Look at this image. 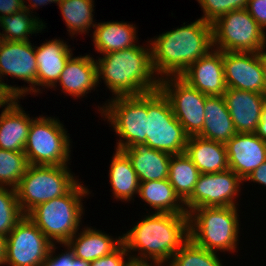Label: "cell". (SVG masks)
<instances>
[{"instance_id": "1", "label": "cell", "mask_w": 266, "mask_h": 266, "mask_svg": "<svg viewBox=\"0 0 266 266\" xmlns=\"http://www.w3.org/2000/svg\"><path fill=\"white\" fill-rule=\"evenodd\" d=\"M122 236V244L135 262L165 266L190 238L189 214L151 213ZM138 251L137 255H132ZM132 252V253H131Z\"/></svg>"}, {"instance_id": "2", "label": "cell", "mask_w": 266, "mask_h": 266, "mask_svg": "<svg viewBox=\"0 0 266 266\" xmlns=\"http://www.w3.org/2000/svg\"><path fill=\"white\" fill-rule=\"evenodd\" d=\"M149 40L154 71L162 79L180 76L213 50L212 25L201 18ZM160 75V76H159Z\"/></svg>"}, {"instance_id": "3", "label": "cell", "mask_w": 266, "mask_h": 266, "mask_svg": "<svg viewBox=\"0 0 266 266\" xmlns=\"http://www.w3.org/2000/svg\"><path fill=\"white\" fill-rule=\"evenodd\" d=\"M147 45H136L99 57L96 60L98 84L102 78L115 97L137 96L158 90L160 78L153 68L150 44Z\"/></svg>"}, {"instance_id": "4", "label": "cell", "mask_w": 266, "mask_h": 266, "mask_svg": "<svg viewBox=\"0 0 266 266\" xmlns=\"http://www.w3.org/2000/svg\"><path fill=\"white\" fill-rule=\"evenodd\" d=\"M80 183L63 196L37 205L26 215L53 244H66L79 231L84 214L81 201L91 194Z\"/></svg>"}, {"instance_id": "5", "label": "cell", "mask_w": 266, "mask_h": 266, "mask_svg": "<svg viewBox=\"0 0 266 266\" xmlns=\"http://www.w3.org/2000/svg\"><path fill=\"white\" fill-rule=\"evenodd\" d=\"M237 207H199L189 213V236L211 252L236 251L239 237Z\"/></svg>"}, {"instance_id": "6", "label": "cell", "mask_w": 266, "mask_h": 266, "mask_svg": "<svg viewBox=\"0 0 266 266\" xmlns=\"http://www.w3.org/2000/svg\"><path fill=\"white\" fill-rule=\"evenodd\" d=\"M68 167V165L28 166L15 188L24 215L39 204L63 196L78 182Z\"/></svg>"}, {"instance_id": "7", "label": "cell", "mask_w": 266, "mask_h": 266, "mask_svg": "<svg viewBox=\"0 0 266 266\" xmlns=\"http://www.w3.org/2000/svg\"><path fill=\"white\" fill-rule=\"evenodd\" d=\"M55 117H35L32 120L24 153L29 165L61 166L70 159V137Z\"/></svg>"}, {"instance_id": "8", "label": "cell", "mask_w": 266, "mask_h": 266, "mask_svg": "<svg viewBox=\"0 0 266 266\" xmlns=\"http://www.w3.org/2000/svg\"><path fill=\"white\" fill-rule=\"evenodd\" d=\"M147 114L145 144L171 155L184 153L189 136L160 89L147 93Z\"/></svg>"}, {"instance_id": "9", "label": "cell", "mask_w": 266, "mask_h": 266, "mask_svg": "<svg viewBox=\"0 0 266 266\" xmlns=\"http://www.w3.org/2000/svg\"><path fill=\"white\" fill-rule=\"evenodd\" d=\"M212 25L213 49L222 52H263L264 31L247 9L233 10Z\"/></svg>"}, {"instance_id": "10", "label": "cell", "mask_w": 266, "mask_h": 266, "mask_svg": "<svg viewBox=\"0 0 266 266\" xmlns=\"http://www.w3.org/2000/svg\"><path fill=\"white\" fill-rule=\"evenodd\" d=\"M101 117L118 134L116 150L146 143L147 93L137 96H118L108 99L99 107Z\"/></svg>"}, {"instance_id": "11", "label": "cell", "mask_w": 266, "mask_h": 266, "mask_svg": "<svg viewBox=\"0 0 266 266\" xmlns=\"http://www.w3.org/2000/svg\"><path fill=\"white\" fill-rule=\"evenodd\" d=\"M4 75L27 82L30 87L8 85L3 81ZM0 84L11 98L19 100L26 94L37 93V62L35 46L31 41L16 42L0 39Z\"/></svg>"}, {"instance_id": "12", "label": "cell", "mask_w": 266, "mask_h": 266, "mask_svg": "<svg viewBox=\"0 0 266 266\" xmlns=\"http://www.w3.org/2000/svg\"><path fill=\"white\" fill-rule=\"evenodd\" d=\"M159 89L168 98L175 118L189 137L198 136L204 125V105L208 97L180 76L160 79Z\"/></svg>"}, {"instance_id": "13", "label": "cell", "mask_w": 266, "mask_h": 266, "mask_svg": "<svg viewBox=\"0 0 266 266\" xmlns=\"http://www.w3.org/2000/svg\"><path fill=\"white\" fill-rule=\"evenodd\" d=\"M53 243L25 215L6 237L5 265L42 266Z\"/></svg>"}, {"instance_id": "14", "label": "cell", "mask_w": 266, "mask_h": 266, "mask_svg": "<svg viewBox=\"0 0 266 266\" xmlns=\"http://www.w3.org/2000/svg\"><path fill=\"white\" fill-rule=\"evenodd\" d=\"M243 180L231 169L200 174L191 196L184 202L187 214L199 207H237Z\"/></svg>"}, {"instance_id": "15", "label": "cell", "mask_w": 266, "mask_h": 266, "mask_svg": "<svg viewBox=\"0 0 266 266\" xmlns=\"http://www.w3.org/2000/svg\"><path fill=\"white\" fill-rule=\"evenodd\" d=\"M227 88L264 93L261 52H222Z\"/></svg>"}, {"instance_id": "16", "label": "cell", "mask_w": 266, "mask_h": 266, "mask_svg": "<svg viewBox=\"0 0 266 266\" xmlns=\"http://www.w3.org/2000/svg\"><path fill=\"white\" fill-rule=\"evenodd\" d=\"M225 147L229 169L243 181L266 161V141L255 133H236Z\"/></svg>"}, {"instance_id": "17", "label": "cell", "mask_w": 266, "mask_h": 266, "mask_svg": "<svg viewBox=\"0 0 266 266\" xmlns=\"http://www.w3.org/2000/svg\"><path fill=\"white\" fill-rule=\"evenodd\" d=\"M180 77L207 96H222L227 90L222 51L211 50L192 63Z\"/></svg>"}, {"instance_id": "18", "label": "cell", "mask_w": 266, "mask_h": 266, "mask_svg": "<svg viewBox=\"0 0 266 266\" xmlns=\"http://www.w3.org/2000/svg\"><path fill=\"white\" fill-rule=\"evenodd\" d=\"M263 94L227 88L223 97L237 133H255L262 118Z\"/></svg>"}, {"instance_id": "19", "label": "cell", "mask_w": 266, "mask_h": 266, "mask_svg": "<svg viewBox=\"0 0 266 266\" xmlns=\"http://www.w3.org/2000/svg\"><path fill=\"white\" fill-rule=\"evenodd\" d=\"M63 93L73 98L84 97L96 86L98 87L97 63L91 55L75 56L67 60L57 81Z\"/></svg>"}, {"instance_id": "20", "label": "cell", "mask_w": 266, "mask_h": 266, "mask_svg": "<svg viewBox=\"0 0 266 266\" xmlns=\"http://www.w3.org/2000/svg\"><path fill=\"white\" fill-rule=\"evenodd\" d=\"M72 49L60 39H53L35 46L37 62V94L43 88H56L63 68L72 55Z\"/></svg>"}, {"instance_id": "21", "label": "cell", "mask_w": 266, "mask_h": 266, "mask_svg": "<svg viewBox=\"0 0 266 266\" xmlns=\"http://www.w3.org/2000/svg\"><path fill=\"white\" fill-rule=\"evenodd\" d=\"M18 98H11L0 114V148L24 152L32 120L19 104Z\"/></svg>"}, {"instance_id": "22", "label": "cell", "mask_w": 266, "mask_h": 266, "mask_svg": "<svg viewBox=\"0 0 266 266\" xmlns=\"http://www.w3.org/2000/svg\"><path fill=\"white\" fill-rule=\"evenodd\" d=\"M130 160L140 182L168 179L171 154L134 144L121 150Z\"/></svg>"}, {"instance_id": "23", "label": "cell", "mask_w": 266, "mask_h": 266, "mask_svg": "<svg viewBox=\"0 0 266 266\" xmlns=\"http://www.w3.org/2000/svg\"><path fill=\"white\" fill-rule=\"evenodd\" d=\"M122 244V236L113 238L109 234L96 230V228L85 227L77 232L66 243L73 251L75 257L87 262L111 254Z\"/></svg>"}, {"instance_id": "24", "label": "cell", "mask_w": 266, "mask_h": 266, "mask_svg": "<svg viewBox=\"0 0 266 266\" xmlns=\"http://www.w3.org/2000/svg\"><path fill=\"white\" fill-rule=\"evenodd\" d=\"M185 153L201 174L218 173L229 169L225 144L200 136L188 138Z\"/></svg>"}, {"instance_id": "25", "label": "cell", "mask_w": 266, "mask_h": 266, "mask_svg": "<svg viewBox=\"0 0 266 266\" xmlns=\"http://www.w3.org/2000/svg\"><path fill=\"white\" fill-rule=\"evenodd\" d=\"M136 29L135 25L123 21L97 23L92 36L95 51L103 55L136 46L139 39Z\"/></svg>"}, {"instance_id": "26", "label": "cell", "mask_w": 266, "mask_h": 266, "mask_svg": "<svg viewBox=\"0 0 266 266\" xmlns=\"http://www.w3.org/2000/svg\"><path fill=\"white\" fill-rule=\"evenodd\" d=\"M204 108V125L198 136L225 144L237 132L223 95L208 96Z\"/></svg>"}, {"instance_id": "27", "label": "cell", "mask_w": 266, "mask_h": 266, "mask_svg": "<svg viewBox=\"0 0 266 266\" xmlns=\"http://www.w3.org/2000/svg\"><path fill=\"white\" fill-rule=\"evenodd\" d=\"M138 196L156 210L155 213L187 214L184 202L168 179L140 182Z\"/></svg>"}, {"instance_id": "28", "label": "cell", "mask_w": 266, "mask_h": 266, "mask_svg": "<svg viewBox=\"0 0 266 266\" xmlns=\"http://www.w3.org/2000/svg\"><path fill=\"white\" fill-rule=\"evenodd\" d=\"M108 176L114 198L125 202L134 200L140 181L130 160L122 151L115 150V154L113 153Z\"/></svg>"}, {"instance_id": "29", "label": "cell", "mask_w": 266, "mask_h": 266, "mask_svg": "<svg viewBox=\"0 0 266 266\" xmlns=\"http://www.w3.org/2000/svg\"><path fill=\"white\" fill-rule=\"evenodd\" d=\"M34 12H29L25 8L17 11L12 15H4L0 17V39L6 41H29L30 34L41 33L46 25L39 20Z\"/></svg>"}, {"instance_id": "30", "label": "cell", "mask_w": 266, "mask_h": 266, "mask_svg": "<svg viewBox=\"0 0 266 266\" xmlns=\"http://www.w3.org/2000/svg\"><path fill=\"white\" fill-rule=\"evenodd\" d=\"M200 174L185 152L171 155L168 180L183 202L193 193Z\"/></svg>"}, {"instance_id": "31", "label": "cell", "mask_w": 266, "mask_h": 266, "mask_svg": "<svg viewBox=\"0 0 266 266\" xmlns=\"http://www.w3.org/2000/svg\"><path fill=\"white\" fill-rule=\"evenodd\" d=\"M57 5L72 37L75 34L89 33L92 30L90 28L95 27L94 0H60Z\"/></svg>"}, {"instance_id": "32", "label": "cell", "mask_w": 266, "mask_h": 266, "mask_svg": "<svg viewBox=\"0 0 266 266\" xmlns=\"http://www.w3.org/2000/svg\"><path fill=\"white\" fill-rule=\"evenodd\" d=\"M217 253L197 246L190 238L175 252L167 266H223Z\"/></svg>"}, {"instance_id": "33", "label": "cell", "mask_w": 266, "mask_h": 266, "mask_svg": "<svg viewBox=\"0 0 266 266\" xmlns=\"http://www.w3.org/2000/svg\"><path fill=\"white\" fill-rule=\"evenodd\" d=\"M29 166L24 152L0 148V187L16 188Z\"/></svg>"}, {"instance_id": "34", "label": "cell", "mask_w": 266, "mask_h": 266, "mask_svg": "<svg viewBox=\"0 0 266 266\" xmlns=\"http://www.w3.org/2000/svg\"><path fill=\"white\" fill-rule=\"evenodd\" d=\"M24 216L16 189L0 187V235L7 237Z\"/></svg>"}, {"instance_id": "35", "label": "cell", "mask_w": 266, "mask_h": 266, "mask_svg": "<svg viewBox=\"0 0 266 266\" xmlns=\"http://www.w3.org/2000/svg\"><path fill=\"white\" fill-rule=\"evenodd\" d=\"M203 15L204 22L214 23L218 18L233 10L247 9L249 0H197Z\"/></svg>"}, {"instance_id": "36", "label": "cell", "mask_w": 266, "mask_h": 266, "mask_svg": "<svg viewBox=\"0 0 266 266\" xmlns=\"http://www.w3.org/2000/svg\"><path fill=\"white\" fill-rule=\"evenodd\" d=\"M53 244L48 257L42 266H90V263L74 256L73 251L66 244H62L67 250L59 255H53L57 247Z\"/></svg>"}, {"instance_id": "37", "label": "cell", "mask_w": 266, "mask_h": 266, "mask_svg": "<svg viewBox=\"0 0 266 266\" xmlns=\"http://www.w3.org/2000/svg\"><path fill=\"white\" fill-rule=\"evenodd\" d=\"M131 261V257L125 246L121 244L111 254L90 262V266H127Z\"/></svg>"}, {"instance_id": "38", "label": "cell", "mask_w": 266, "mask_h": 266, "mask_svg": "<svg viewBox=\"0 0 266 266\" xmlns=\"http://www.w3.org/2000/svg\"><path fill=\"white\" fill-rule=\"evenodd\" d=\"M247 10L259 26L266 30V0H249Z\"/></svg>"}, {"instance_id": "39", "label": "cell", "mask_w": 266, "mask_h": 266, "mask_svg": "<svg viewBox=\"0 0 266 266\" xmlns=\"http://www.w3.org/2000/svg\"><path fill=\"white\" fill-rule=\"evenodd\" d=\"M24 0H0V17L12 15L24 8Z\"/></svg>"}, {"instance_id": "40", "label": "cell", "mask_w": 266, "mask_h": 266, "mask_svg": "<svg viewBox=\"0 0 266 266\" xmlns=\"http://www.w3.org/2000/svg\"><path fill=\"white\" fill-rule=\"evenodd\" d=\"M246 181H251L266 186V161L263 162L257 169H255L245 180V182Z\"/></svg>"}, {"instance_id": "41", "label": "cell", "mask_w": 266, "mask_h": 266, "mask_svg": "<svg viewBox=\"0 0 266 266\" xmlns=\"http://www.w3.org/2000/svg\"><path fill=\"white\" fill-rule=\"evenodd\" d=\"M255 134L266 141V93L262 96V118L257 125Z\"/></svg>"}, {"instance_id": "42", "label": "cell", "mask_w": 266, "mask_h": 266, "mask_svg": "<svg viewBox=\"0 0 266 266\" xmlns=\"http://www.w3.org/2000/svg\"><path fill=\"white\" fill-rule=\"evenodd\" d=\"M28 1V3H30V5L26 4L27 2L23 1V6L24 8L29 11L32 12L35 8H38V6H44V5H48L49 3H56L58 4L60 0H26ZM27 5V6H26ZM31 8V10H30ZM34 8V9H33Z\"/></svg>"}, {"instance_id": "43", "label": "cell", "mask_w": 266, "mask_h": 266, "mask_svg": "<svg viewBox=\"0 0 266 266\" xmlns=\"http://www.w3.org/2000/svg\"><path fill=\"white\" fill-rule=\"evenodd\" d=\"M261 66L263 74L264 93H266V50L261 52Z\"/></svg>"}, {"instance_id": "44", "label": "cell", "mask_w": 266, "mask_h": 266, "mask_svg": "<svg viewBox=\"0 0 266 266\" xmlns=\"http://www.w3.org/2000/svg\"><path fill=\"white\" fill-rule=\"evenodd\" d=\"M5 243L6 237L0 235V265L5 264Z\"/></svg>"}, {"instance_id": "45", "label": "cell", "mask_w": 266, "mask_h": 266, "mask_svg": "<svg viewBox=\"0 0 266 266\" xmlns=\"http://www.w3.org/2000/svg\"><path fill=\"white\" fill-rule=\"evenodd\" d=\"M11 99V97L5 92L0 84V108L4 107V105Z\"/></svg>"}, {"instance_id": "46", "label": "cell", "mask_w": 266, "mask_h": 266, "mask_svg": "<svg viewBox=\"0 0 266 266\" xmlns=\"http://www.w3.org/2000/svg\"><path fill=\"white\" fill-rule=\"evenodd\" d=\"M127 266H157V265L151 263L131 261Z\"/></svg>"}]
</instances>
